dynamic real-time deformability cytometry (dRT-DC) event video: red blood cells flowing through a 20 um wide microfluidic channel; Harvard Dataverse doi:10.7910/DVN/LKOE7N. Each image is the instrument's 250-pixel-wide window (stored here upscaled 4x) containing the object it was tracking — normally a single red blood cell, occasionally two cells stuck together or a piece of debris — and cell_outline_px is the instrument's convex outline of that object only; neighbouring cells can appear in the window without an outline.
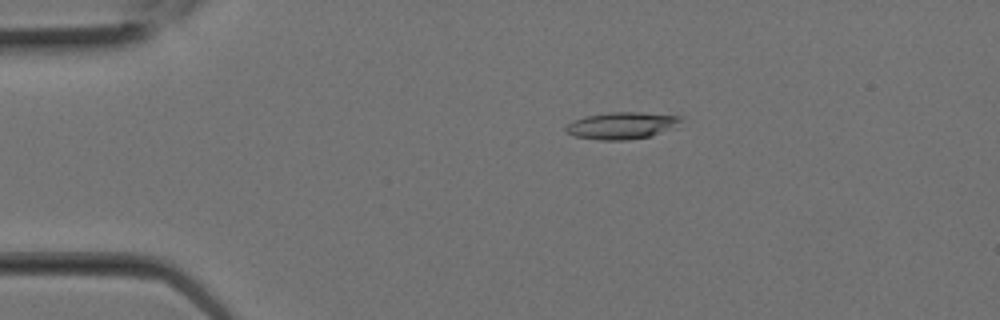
{"species": "Egyptian fruit bat (a non-hibernating species)", "species_latin": "Rousettus aegyptiacus", "temperature_condition": "room temperature", "stored_images_in_passage": 8, "camera_frame_rate_fps": 3000, "um_per_image_px": 0.085, "animal": {"sex": "female"}, "frame": {"image": 1, "passage_image": 4, "time_ms": 1.0, "image_size_px": [1000, 320], "cell_outline_px": [[680, 128], [652, 136], [628, 140], [600, 140], [576, 136], [568, 132], [564, 128], [568, 124], [584, 116], [608, 112], [640, 112], [680, 116]], "centroid_in_image_um": [52.94, 10.68], "position_along_channel_um": 32.1, "area_um2": 18.26}}
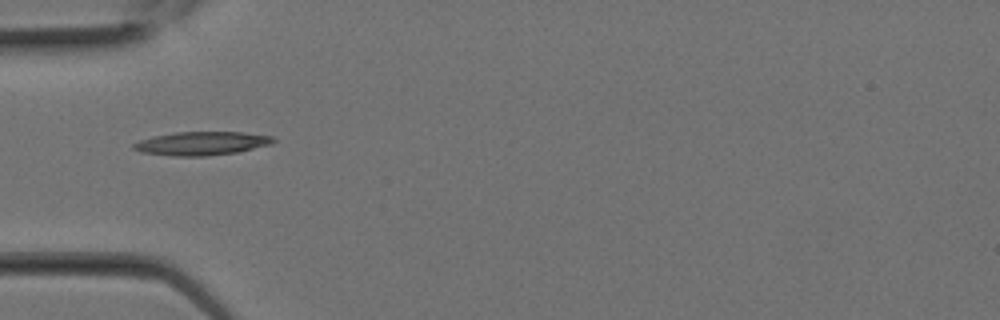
{"frame": {"image": 2, "passage_image": 7, "time_ms": 2.0, "image_size_px": [1000, 320], "cell_outline_px": [[276, 140], [272, 144], [236, 152], [208, 156], [172, 156], [140, 152], [132, 148], [132, 144], [140, 140], [152, 136], [176, 132], [244, 132], [272, 136]], "centroid_in_image_um": [17.12, 12.19], "position_along_channel_um": 67.9, "area_um2": 19.25}}